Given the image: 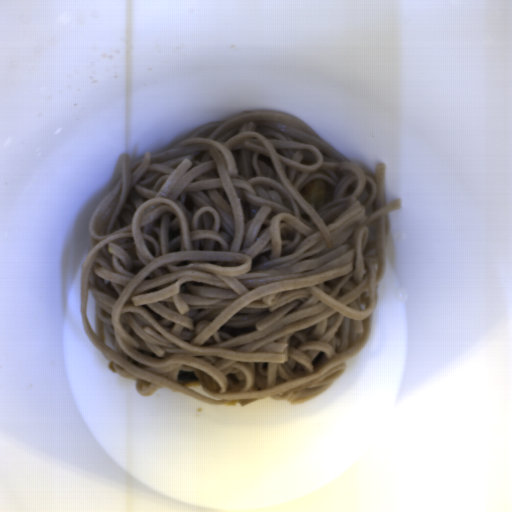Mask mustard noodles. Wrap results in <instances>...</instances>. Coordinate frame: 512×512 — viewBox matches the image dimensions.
<instances>
[{
  "label": "mustard noodles",
  "instance_id": "obj_1",
  "mask_svg": "<svg viewBox=\"0 0 512 512\" xmlns=\"http://www.w3.org/2000/svg\"><path fill=\"white\" fill-rule=\"evenodd\" d=\"M119 156L87 227L79 313L109 369L211 405H298L372 333L393 225L387 167L254 108Z\"/></svg>",
  "mask_w": 512,
  "mask_h": 512
}]
</instances>
